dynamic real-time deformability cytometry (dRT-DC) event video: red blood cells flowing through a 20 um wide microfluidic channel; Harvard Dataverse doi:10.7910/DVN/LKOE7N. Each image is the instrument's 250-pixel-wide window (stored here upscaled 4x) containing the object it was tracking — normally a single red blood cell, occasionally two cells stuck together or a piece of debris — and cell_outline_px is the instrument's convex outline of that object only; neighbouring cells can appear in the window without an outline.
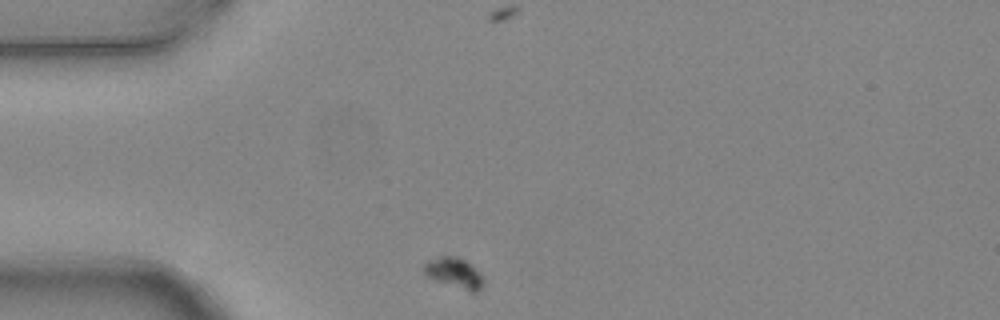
{"species": "common noctule bat (a hibernating species)", "species_latin": "Nyctalus noctula", "temperature_condition": "warm", "stored_images_in_passage": 2, "camera_frame_rate_fps": 3000, "um_per_image_px": 0.085, "animal": {"sex": "female", "body_mass_g": 24.6, "forearm_length_mm": 56.2}, "frame": {"image": 1, "passage_image": 1, "time_ms": 0.0, "image_size_px": [1000, 320], "cell_outline_px": [[484, 284], [476, 292], [472, 292], [424, 276], [424, 264], [440, 256], [452, 256], [464, 260], [480, 272], [484, 276]], "centroid_in_image_um": [38.64, 23.21], "position_along_channel_um": 46.4, "area_um2": 10.29}}